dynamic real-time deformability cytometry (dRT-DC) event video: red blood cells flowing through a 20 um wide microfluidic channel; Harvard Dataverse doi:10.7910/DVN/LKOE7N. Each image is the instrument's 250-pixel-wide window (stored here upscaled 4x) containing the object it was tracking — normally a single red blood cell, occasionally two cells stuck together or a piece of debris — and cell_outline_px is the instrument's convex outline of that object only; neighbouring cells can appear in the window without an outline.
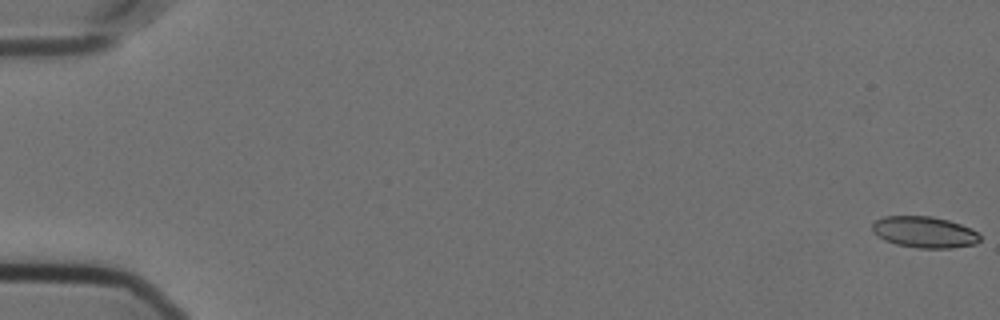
{"species": "Egyptian fruit bat (a non-hibernating species)", "species_latin": "Rousettus aegyptiacus", "temperature_condition": "cold", "stored_images_in_passage": 15, "camera_frame_rate_fps": 3000, "um_per_image_px": 0.085, "animal": {"sex": "female"}, "frame": {"image": 1, "passage_image": 1, "time_ms": 0.0, "image_size_px": [1000, 320], "cell_outline_px": [[980, 240], [976, 244], [952, 248], [920, 248], [896, 244], [884, 240], [872, 232], [872, 224], [876, 220], [884, 216], [932, 216], [948, 220], [972, 228], [980, 232]], "centroid_in_image_um": [78.6, 19.73], "position_along_channel_um": 6.4, "area_um2": 19.83}}
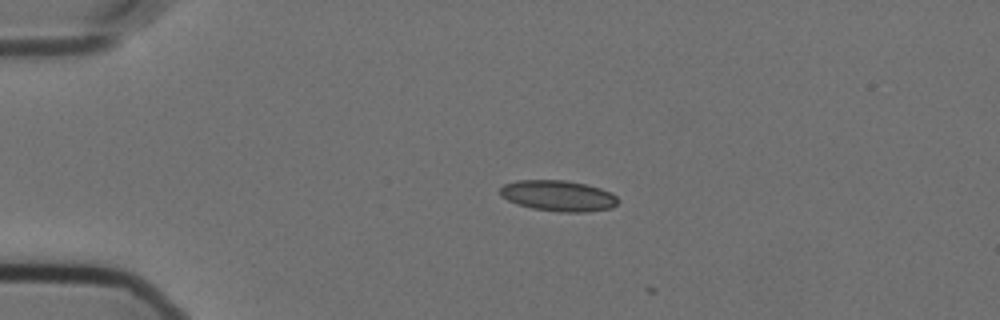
{"frame": {"image": 2, "passage_image": 14, "time_ms": 4.333, "image_size_px": [1000, 320], "cell_outline_px": [[620, 200], [612, 208], [584, 212], [560, 212], [532, 208], [516, 204], [500, 196], [500, 188], [504, 184], [516, 180], [564, 180], [588, 184], [612, 192]], "centroid_in_image_um": [47.46, 16.63], "position_along_channel_um": 37.5, "area_um2": 21.39}}